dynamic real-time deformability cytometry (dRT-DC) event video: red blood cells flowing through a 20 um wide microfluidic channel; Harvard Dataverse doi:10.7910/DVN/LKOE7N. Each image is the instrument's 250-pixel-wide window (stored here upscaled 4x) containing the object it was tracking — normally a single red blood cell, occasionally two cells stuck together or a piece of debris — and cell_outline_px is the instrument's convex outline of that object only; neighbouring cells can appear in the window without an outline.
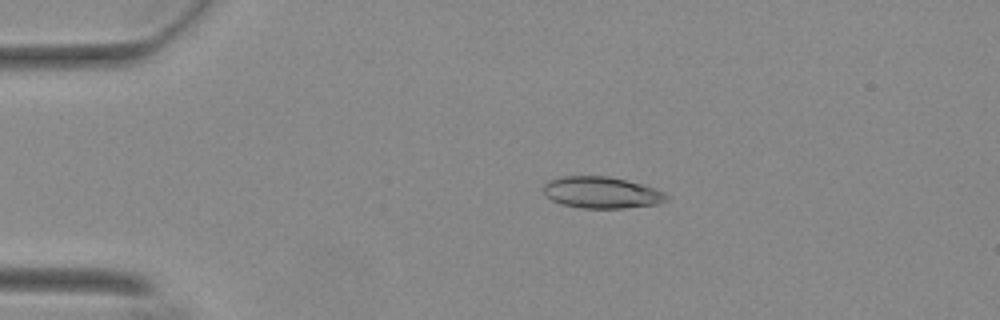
{"species": "Egyptian fruit bat (a non-hibernating species)", "species_latin": "Rousettus aegyptiacus", "temperature_condition": "warm", "stored_images_in_passage": 50, "camera_frame_rate_fps": 3000, "um_per_image_px": 0.085, "animal": {"sex": "female"}, "frame": {"image": 1, "passage_image": 6, "time_ms": 1.667, "image_size_px": [1000, 320], "cell_outline_px": [[668, 200], [660, 204], [624, 208], [580, 208], [560, 204], [552, 200], [544, 192], [544, 184], [548, 180], [560, 176], [608, 176], [640, 184], [664, 192], [668, 196]], "centroid_in_image_um": [51.12, 16.37], "position_along_channel_um": 33.9, "area_um2": 22.6}}
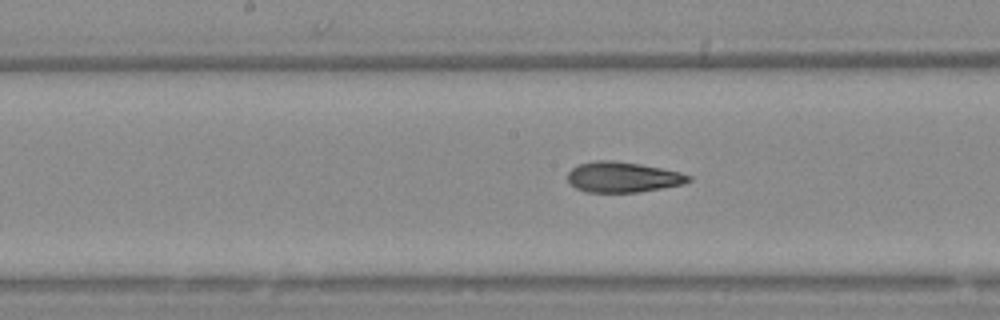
{"frame": {"image": 2, "passage_image": 23, "time_ms": 7.333, "image_size_px": [1000, 320], "cell_outline_px": [[692, 180], [684, 184], [636, 192], [584, 192], [576, 188], [568, 180], [568, 172], [572, 168], [580, 164], [596, 160], [612, 160], [640, 164], [680, 172], [692, 176]], "centroid_in_image_um": [52.94, 15.05], "position_along_channel_um": 195.3, "area_um2": 21.33}}
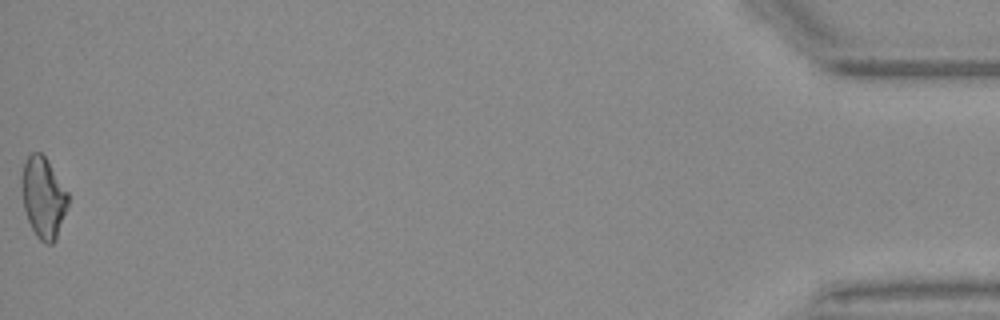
{"frame": {"image": 3, "passage_image": 50, "time_ms": 16.333, "image_size_px": [1000, 320], "cell_outline_px": [[68, 208], [56, 240], [52, 244], [44, 244], [36, 236], [28, 220], [24, 208], [24, 164], [28, 156], [32, 152], [40, 152], [44, 156], [68, 192]], "centroid_in_image_um": [3.74, 16.86], "position_along_channel_um": 431.5, "area_um2": 21.27}, "authors_computed_cell_mechanics": {"area_um2": 21.7328, "velocity_mm_per_s": 3.7066, "shape_relaxation_time_tau1_ms": null, "shape_relaxation_time_tau2_ms": 2.3492, "deformation_change_tau1": null, "deformation_change_tau2": 0.101}}